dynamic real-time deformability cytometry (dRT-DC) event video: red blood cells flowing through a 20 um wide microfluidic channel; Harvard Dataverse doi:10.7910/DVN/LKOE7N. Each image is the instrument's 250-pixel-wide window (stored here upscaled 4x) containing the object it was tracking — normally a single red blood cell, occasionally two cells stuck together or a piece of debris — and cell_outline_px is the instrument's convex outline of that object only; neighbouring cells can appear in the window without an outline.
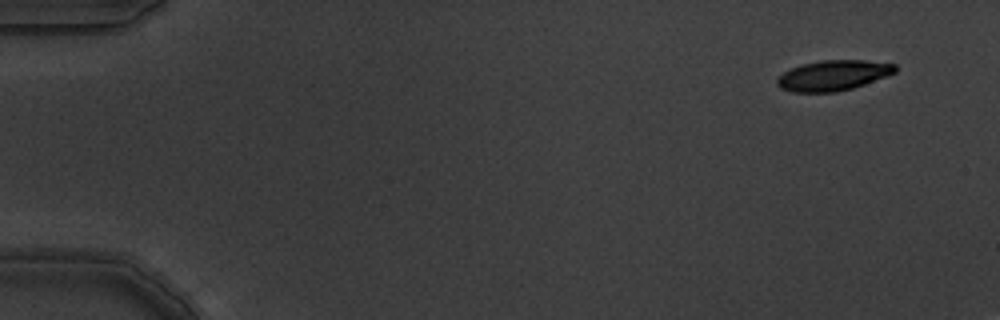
{"species": "common noctule bat (a hibernating species)", "species_latin": "Nyctalus noctula", "temperature_condition": "warm", "stored_images_in_passage": 5, "segment_of_instrument_passage": [1, 2], "camera_frame_rate_fps": 3000, "um_per_image_px": 0.085, "animal": {"sex": "male", "body_mass_g": 19.5, "forearm_length_mm": 54.6}, "frame": {"image": 1, "passage_image": 1, "time_ms": 0.0, "image_size_px": [1000, 320], "cell_outline_px": [[896, 72], [888, 76], [852, 88], [836, 92], [792, 92], [780, 88], [776, 84], [776, 80], [784, 72], [792, 68], [804, 64], [820, 60], [864, 60], [896, 64]], "centroid_in_image_um": [70.83, 6.41], "position_along_channel_um": 14.2, "area_um2": 20.81}}